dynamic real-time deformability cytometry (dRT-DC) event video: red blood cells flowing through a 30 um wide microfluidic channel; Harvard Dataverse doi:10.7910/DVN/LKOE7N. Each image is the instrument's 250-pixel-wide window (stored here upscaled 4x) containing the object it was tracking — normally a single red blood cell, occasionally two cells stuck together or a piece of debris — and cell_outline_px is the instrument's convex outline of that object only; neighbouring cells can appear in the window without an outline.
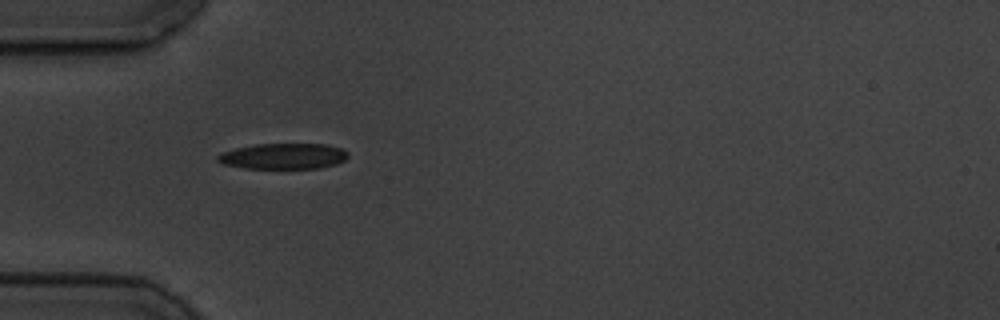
{"species": "common noctule bat (a hibernating species)", "species_latin": "Nyctalus noctula", "temperature_condition": "cold", "stored_images_in_passage": 3, "camera_frame_rate_fps": 3000, "um_per_image_px": 0.085, "animal": {"sex": "male", "body_mass_g": 19.5, "forearm_length_mm": 54.6}, "frame": {"image": 1, "passage_image": 1, "time_ms": 0.0, "image_size_px": [1000, 320], "cell_outline_px": [[348, 156], [344, 160], [336, 164], [320, 168], [244, 168], [224, 164], [216, 160], [216, 156], [220, 152], [236, 148], [256, 144], [324, 144], [340, 148], [348, 152]], "centroid_in_image_um": [24.06, 13.27], "position_along_channel_um": 60.9, "area_um2": 19.54}}
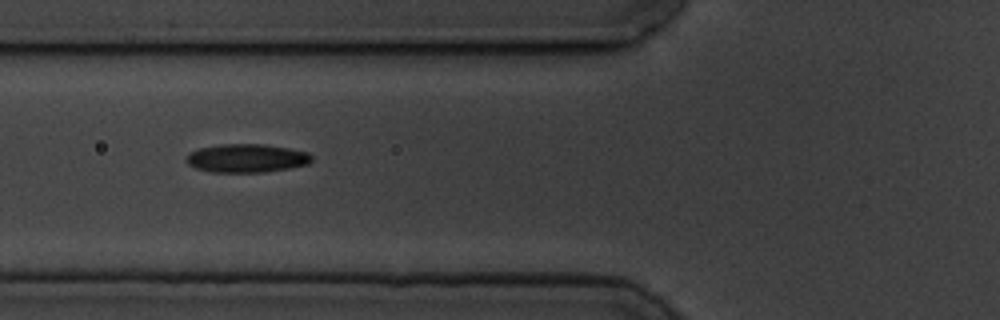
{"frame": {"image": 2, "passage_image": 2, "time_ms": 1.333, "image_size_px": [1000, 320], "cell_outline_px": [[312, 160], [308, 164], [288, 168], [264, 172], [212, 172], [196, 168], [188, 164], [184, 160], [188, 152], [200, 148], [220, 144], [264, 144], [288, 148], [308, 152], [312, 156]], "centroid_in_image_um": [20.93, 13.44], "position_along_channel_um": 104.9, "area_um2": 20.87}}
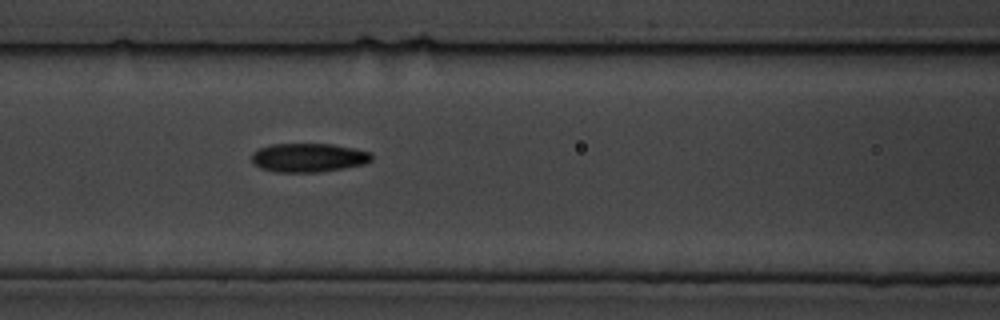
{"frame": {"image": 3, "passage_image": 3, "time_ms": 2.333, "image_size_px": [1000, 320], "cell_outline_px": [[372, 160], [364, 164], [344, 168], [320, 172], [276, 172], [260, 168], [252, 160], [252, 152], [260, 148], [272, 144], [332, 144], [352, 148], [368, 152], [372, 156]], "centroid_in_image_um": [26.21, 13.4], "position_along_channel_um": 140.4, "area_um2": 20.0}}